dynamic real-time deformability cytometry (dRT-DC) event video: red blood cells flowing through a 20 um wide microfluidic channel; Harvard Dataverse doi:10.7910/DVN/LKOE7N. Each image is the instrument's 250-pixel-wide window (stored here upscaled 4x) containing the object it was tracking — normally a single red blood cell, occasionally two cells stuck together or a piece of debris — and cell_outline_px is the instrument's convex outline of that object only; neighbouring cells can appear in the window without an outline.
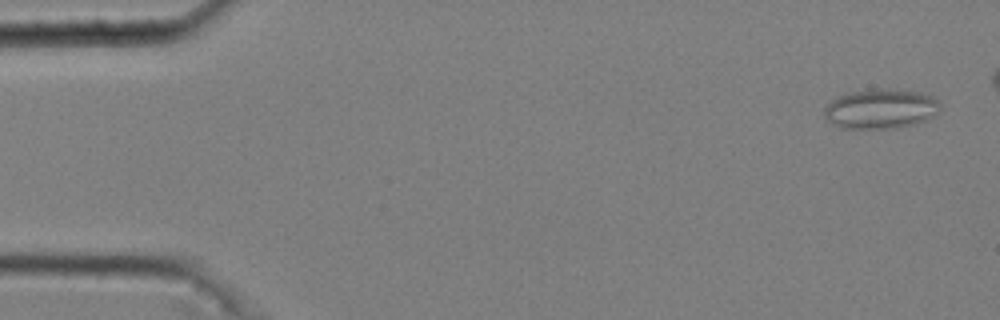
{"species": "common noctule bat (a hibernating species)", "species_latin": "Nyctalus noctula", "temperature_condition": "cold", "stored_images_in_passage": 48, "camera_frame_rate_fps": 3000, "um_per_image_px": 0.085, "animal": {"sex": "male", "body_mass_g": 20.4}, "frame": {"image": 1, "passage_image": 2, "time_ms": 0.333, "image_size_px": [1000, 320], "cell_outline_px": [[940, 112], [924, 120], [912, 124], [896, 128], [840, 128], [832, 124], [824, 116], [824, 104], [848, 92], [872, 88], [884, 88], [920, 92], [932, 96], [940, 104]], "centroid_in_image_um": [74.82, 9.24], "position_along_channel_um": 10.2, "area_um2": 26.99}}
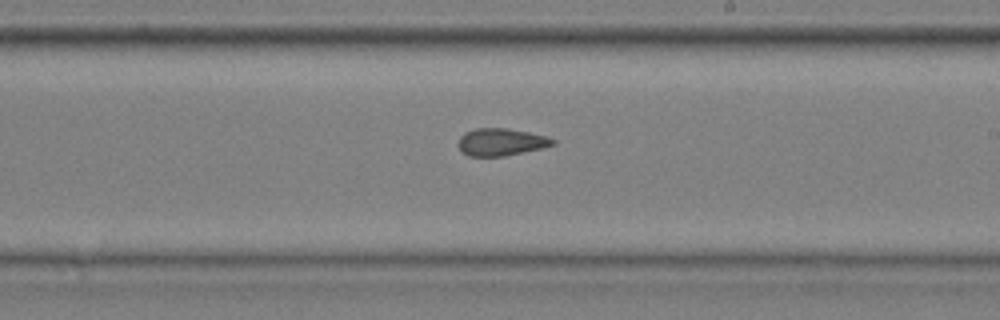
{"frame": {"image": 2, "passage_image": 31, "time_ms": 10.0, "image_size_px": [1000, 320], "cell_outline_px": [[556, 144], [540, 148], [504, 156], [468, 156], [460, 152], [456, 144], [460, 136], [464, 132], [476, 128], [508, 128], [548, 136], [556, 140]], "centroid_in_image_um": [42.54, 12.07], "position_along_channel_um": 246.5, "area_um2": 15.26}}
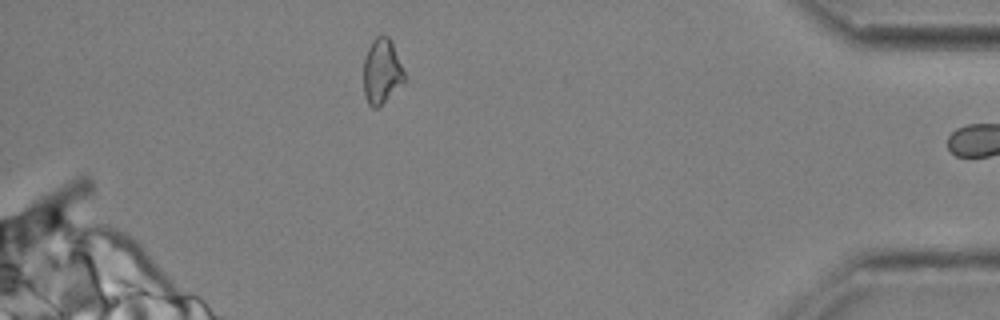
{"frame": {"image": 3, "passage_image": 47, "time_ms": 15.333, "image_size_px": [1000, 320], "cell_outline_px": [[404, 80], [376, 108], [372, 108], [368, 104], [364, 92], [364, 56], [372, 40], [376, 36], [388, 36], [392, 44], [404, 72]], "centroid_in_image_um": [32.4, 6.03], "position_along_channel_um": 402.8, "area_um2": 14.85}, "authors_computed_cell_mechanics": {"area_um2": 16.0395, "velocity_mm_per_s": 3.6915, "shape_relaxation_time_tau1_ms": null, "shape_relaxation_time_tau2_ms": 4.8852, "deformation_change_tau1": null, "deformation_change_tau2": 0.1114}}